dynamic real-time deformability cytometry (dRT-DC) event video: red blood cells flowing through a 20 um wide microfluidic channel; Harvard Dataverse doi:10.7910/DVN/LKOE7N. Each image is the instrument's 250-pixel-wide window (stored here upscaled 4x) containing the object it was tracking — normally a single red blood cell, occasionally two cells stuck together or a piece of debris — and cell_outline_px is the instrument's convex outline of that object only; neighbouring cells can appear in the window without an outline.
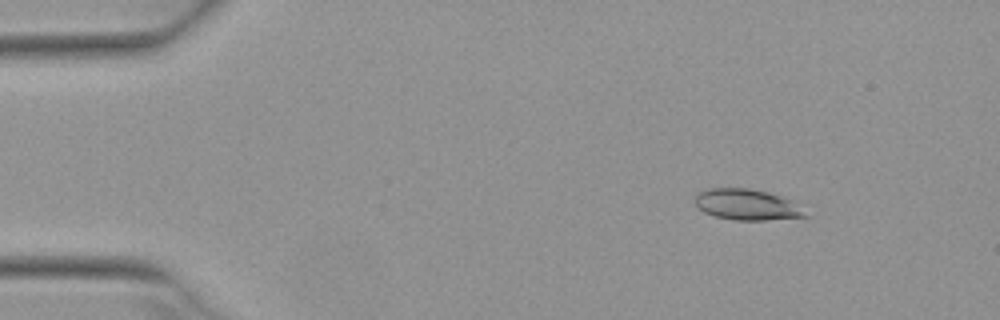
{"species": "Egyptian fruit bat (a non-hibernating species)", "species_latin": "Rousettus aegyptiacus", "temperature_condition": "warm", "stored_images_in_passage": 4, "camera_frame_rate_fps": 3000, "um_per_image_px": 0.085, "animal": {"sex": "female"}, "frame": {"image": 1, "passage_image": 2, "time_ms": 0.333, "image_size_px": [1000, 320], "cell_outline_px": [[808, 216], [764, 220], [732, 220], [716, 216], [704, 212], [692, 200], [700, 192], [708, 188], [748, 188], [768, 192], [792, 200]], "centroid_in_image_um": [63.44, 17.38], "position_along_channel_um": 21.6, "area_um2": 19.65}}